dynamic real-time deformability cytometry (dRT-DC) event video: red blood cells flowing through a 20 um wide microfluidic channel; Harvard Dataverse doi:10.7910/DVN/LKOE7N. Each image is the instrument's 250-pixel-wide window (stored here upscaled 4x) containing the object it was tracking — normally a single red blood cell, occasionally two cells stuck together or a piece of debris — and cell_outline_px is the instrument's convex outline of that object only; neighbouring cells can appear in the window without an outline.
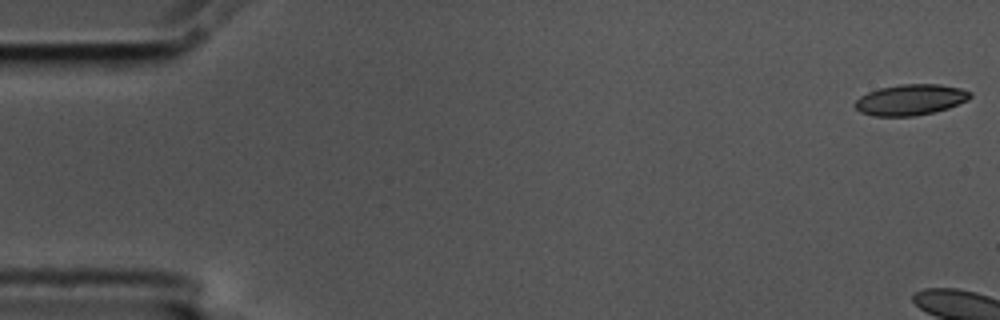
{"species": "common noctule bat (a hibernating species)", "species_latin": "Nyctalus noctula", "temperature_condition": "cold", "stored_images_in_passage": 12, "camera_frame_rate_fps": 3000, "um_per_image_px": 0.085, "animal": {"sex": "male", "body_mass_g": 17.5, "forearm_length_mm": 52.3}, "frame": {"image": 1, "passage_image": 1, "time_ms": 0.0, "image_size_px": [1000, 320], "cell_outline_px": [[972, 96], [968, 100], [948, 108], [916, 116], [872, 116], [860, 112], [852, 104], [860, 96], [868, 92], [880, 88], [900, 84], [940, 84], [960, 88], [972, 92]], "centroid_in_image_um": [77.38, 8.48], "position_along_channel_um": 7.6, "area_um2": 20.81}}
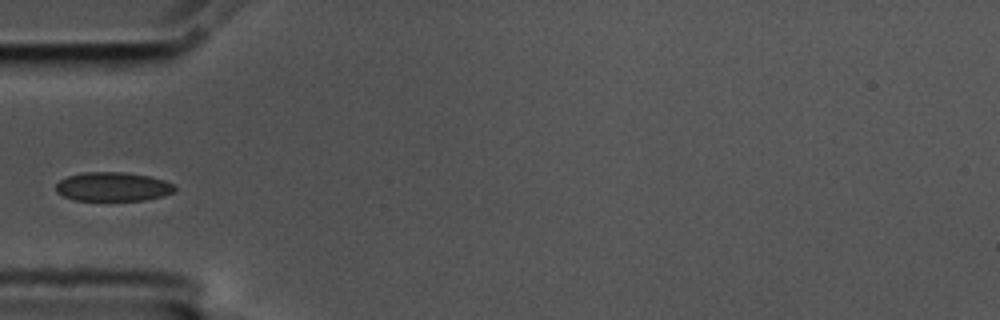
{"frame": {"image": 2, "passage_image": 6, "time_ms": 1.667, "image_size_px": [1000, 320], "cell_outline_px": [[176, 192], [164, 196], [144, 200], [72, 200], [56, 192], [56, 184], [60, 180], [68, 176], [84, 172], [124, 172], [148, 176], [164, 180], [176, 184]], "centroid_in_image_um": [9.63, 15.87], "position_along_channel_um": 75.4, "area_um2": 20.23}}
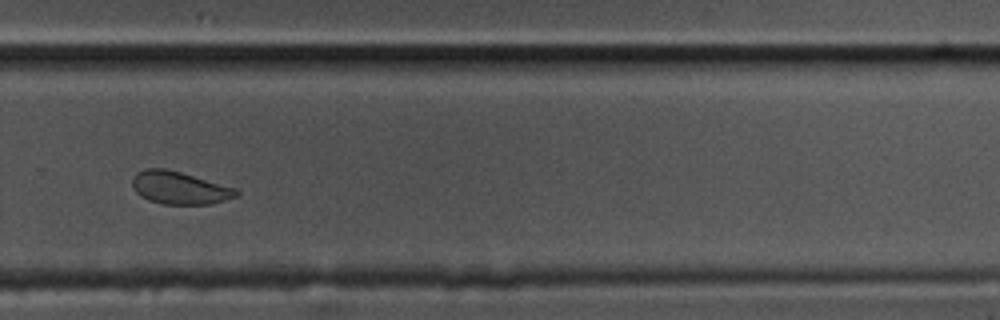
{"frame": {"image": 3, "passage_image": 12, "time_ms": 3.667, "image_size_px": [1000, 320], "cell_outline_px": [[240, 196], [208, 204], [160, 204], [148, 200], [140, 196], [132, 188], [132, 176], [136, 172], [144, 168], [164, 168], [180, 172], [236, 188], [240, 192]], "centroid_in_image_um": [15.22, 15.96], "position_along_channel_um": 314.6, "area_um2": 19.94}}